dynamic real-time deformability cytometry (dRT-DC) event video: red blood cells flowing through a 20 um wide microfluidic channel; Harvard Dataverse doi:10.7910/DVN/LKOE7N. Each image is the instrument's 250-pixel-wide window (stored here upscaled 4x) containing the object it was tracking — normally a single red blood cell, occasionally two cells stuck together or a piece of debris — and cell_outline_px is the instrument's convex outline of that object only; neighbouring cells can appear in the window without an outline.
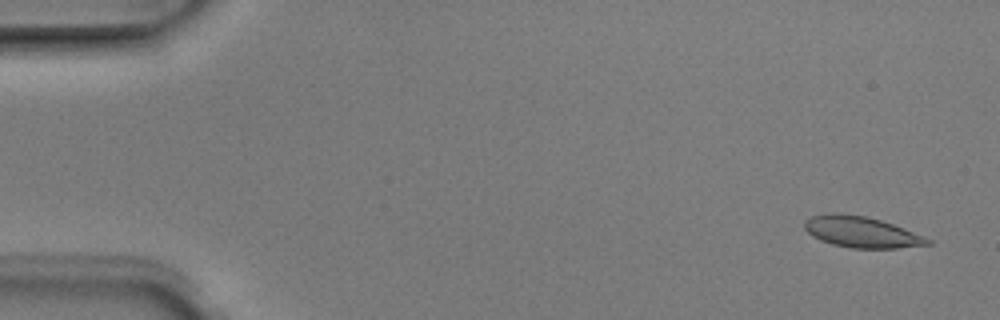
{"species": "Egyptian fruit bat (a non-hibernating species)", "species_latin": "Rousettus aegyptiacus", "temperature_condition": "room temperature", "stored_images_in_passage": 5, "camera_frame_rate_fps": 3000, "um_per_image_px": 0.085, "animal": {"sex": "male"}, "frame": {"image": 1, "passage_image": 1, "time_ms": 0.0, "image_size_px": [1000, 320], "cell_outline_px": [[932, 244], [896, 248], [848, 248], [832, 244], [820, 240], [812, 236], [804, 228], [804, 220], [812, 216], [828, 212], [836, 212], [864, 216], [880, 220], [892, 224], [924, 236], [932, 240]], "centroid_in_image_um": [73.18, 19.72], "position_along_channel_um": 11.8, "area_um2": 22.31}}
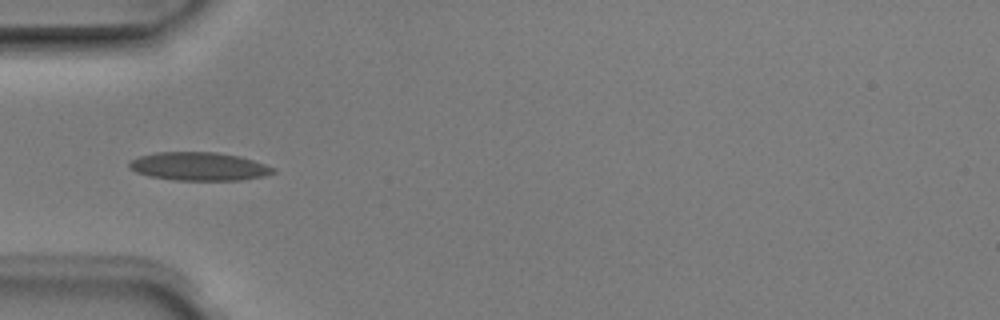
{"frame": {"image": 2, "passage_image": 5, "time_ms": 1.333, "image_size_px": [1000, 320], "cell_outline_px": [[276, 172], [264, 176], [240, 180], [172, 180], [148, 176], [136, 172], [128, 168], [128, 164], [132, 160], [140, 156], [156, 152], [216, 152], [240, 156], [276, 168]], "centroid_in_image_um": [16.9, 14.15], "position_along_channel_um": 68.1, "area_um2": 23.81}}